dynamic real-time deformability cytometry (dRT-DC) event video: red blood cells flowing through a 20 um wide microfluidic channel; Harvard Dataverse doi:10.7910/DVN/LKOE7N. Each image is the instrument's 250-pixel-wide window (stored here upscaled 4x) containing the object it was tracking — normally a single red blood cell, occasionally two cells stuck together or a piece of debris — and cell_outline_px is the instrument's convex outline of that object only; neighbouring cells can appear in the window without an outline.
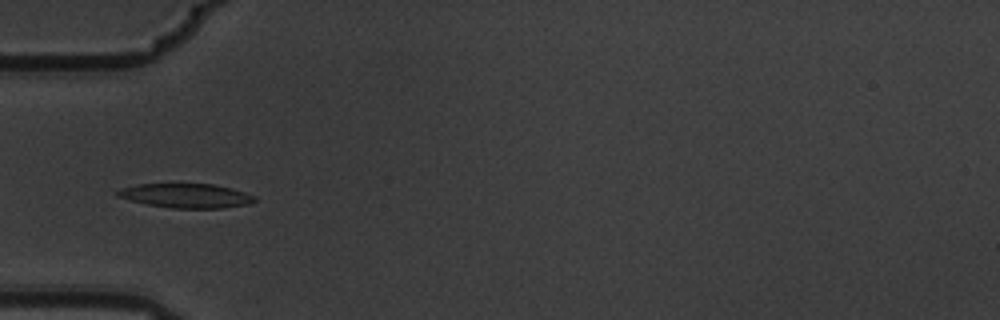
{"species": "common noctule bat (a hibernating species)", "species_latin": "Nyctalus noctula", "temperature_condition": "warm", "stored_images_in_passage": 8, "camera_frame_rate_fps": 3000, "um_per_image_px": 0.085, "animal": {"sex": "male", "body_mass_g": 19.5, "forearm_length_mm": 54.6}, "frame": {"image": 1, "passage_image": 6, "time_ms": 1.667, "image_size_px": [1000, 320], "cell_outline_px": [[256, 200], [248, 204], [224, 208], [172, 208], [148, 204], [116, 196], [112, 192], [136, 184], [212, 184], [232, 188], [256, 196]], "centroid_in_image_um": [15.83, 16.63], "position_along_channel_um": 69.2, "area_um2": 19.31}}
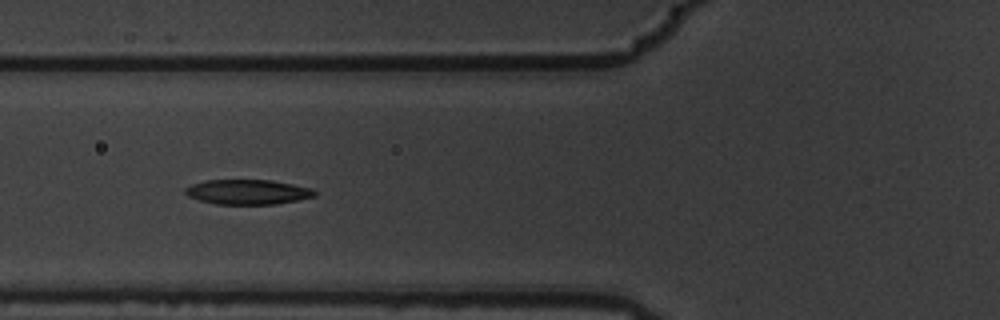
{"frame": {"image": 2, "passage_image": 7, "time_ms": 2.0, "image_size_px": [1000, 320], "cell_outline_px": [[316, 196], [276, 204], [216, 204], [200, 200], [188, 196], [184, 192], [184, 188], [192, 184], [204, 180], [272, 180], [312, 188], [316, 192]], "centroid_in_image_um": [21.04, 16.31], "position_along_channel_um": 104.8, "area_um2": 18.73}}
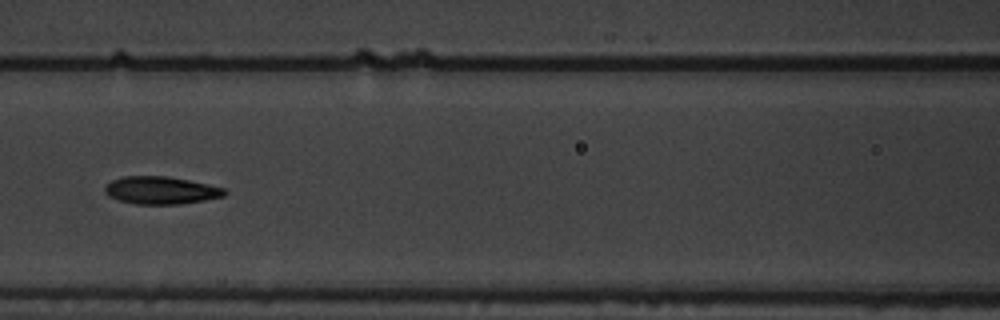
{"frame": {"image": 3, "passage_image": 8, "time_ms": 2.333, "image_size_px": [1000, 320], "cell_outline_px": [[228, 192], [224, 196], [204, 200], [180, 204], [136, 204], [120, 200], [108, 196], [104, 192], [104, 188], [112, 180], [124, 176], [168, 176], [208, 184], [224, 188]], "centroid_in_image_um": [13.68, 16.17], "position_along_channel_um": 152.9, "area_um2": 19.19}}